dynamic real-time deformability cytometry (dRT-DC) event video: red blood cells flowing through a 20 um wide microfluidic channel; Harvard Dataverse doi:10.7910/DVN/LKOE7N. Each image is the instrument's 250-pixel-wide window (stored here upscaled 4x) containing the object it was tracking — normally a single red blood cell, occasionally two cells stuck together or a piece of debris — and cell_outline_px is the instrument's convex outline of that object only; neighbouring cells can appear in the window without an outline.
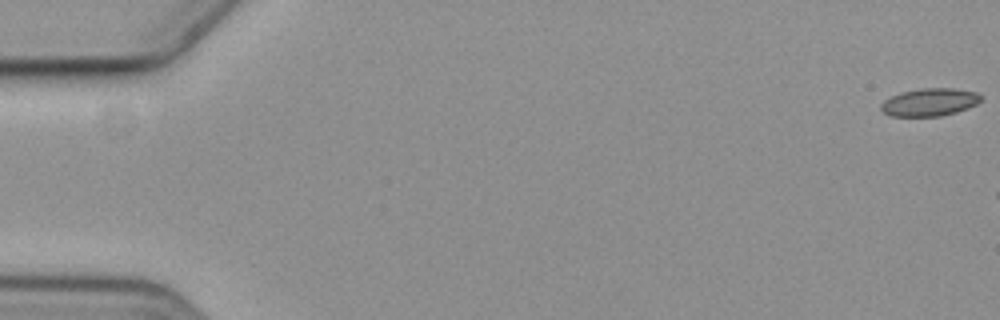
{"species": "common noctule bat (a hibernating species)", "species_latin": "Nyctalus noctula", "temperature_condition": "cold", "stored_images_in_passage": 14, "camera_frame_rate_fps": 3000, "um_per_image_px": 0.085, "animal": {"sex": "female", "body_mass_g": 19.3, "forearm_length_mm": 54.1}, "frame": {"image": 1, "passage_image": 1, "time_ms": 0.0, "image_size_px": [1000, 320], "cell_outline_px": [[980, 100], [976, 104], [956, 112], [940, 116], [892, 116], [884, 112], [880, 108], [880, 104], [884, 100], [900, 92], [920, 88], [952, 88], [976, 92], [980, 96]], "centroid_in_image_um": [78.98, 8.68], "position_along_channel_um": 6.0, "area_um2": 16.01}}